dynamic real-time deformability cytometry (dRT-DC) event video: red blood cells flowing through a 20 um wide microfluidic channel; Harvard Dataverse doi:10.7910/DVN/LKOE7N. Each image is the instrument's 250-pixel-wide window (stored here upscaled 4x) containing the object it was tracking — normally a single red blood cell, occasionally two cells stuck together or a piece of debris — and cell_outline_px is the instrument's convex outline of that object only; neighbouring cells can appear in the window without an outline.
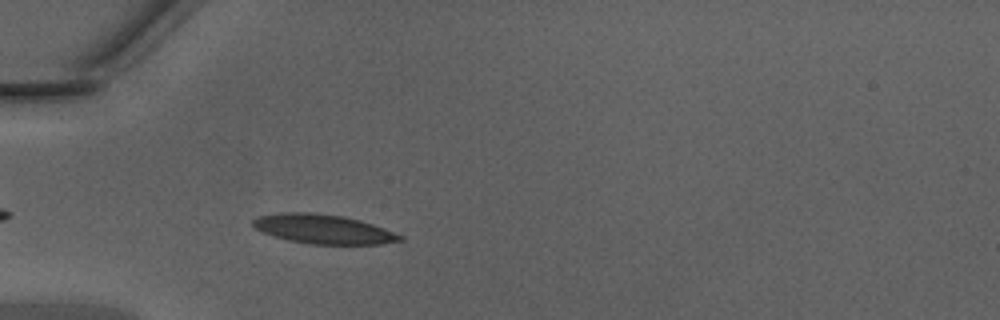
{"species": "Egyptian fruit bat (a non-hibernating species)", "species_latin": "Rousettus aegyptiacus", "temperature_condition": "warm", "stored_images_in_passage": 38, "camera_frame_rate_fps": 3000, "um_per_image_px": 0.085, "animal": {"sex": "male"}, "frame": {"image": 1, "passage_image": 5, "time_ms": 1.333, "image_size_px": [1000, 320], "cell_outline_px": [[404, 240], [380, 244], [312, 244], [288, 240], [272, 236], [256, 228], [252, 224], [252, 220], [256, 216], [280, 212], [312, 212], [344, 216], [360, 220], [384, 228], [404, 236]], "centroid_in_image_um": [27.47, 19.46], "position_along_channel_um": 57.5, "area_um2": 25.2}}
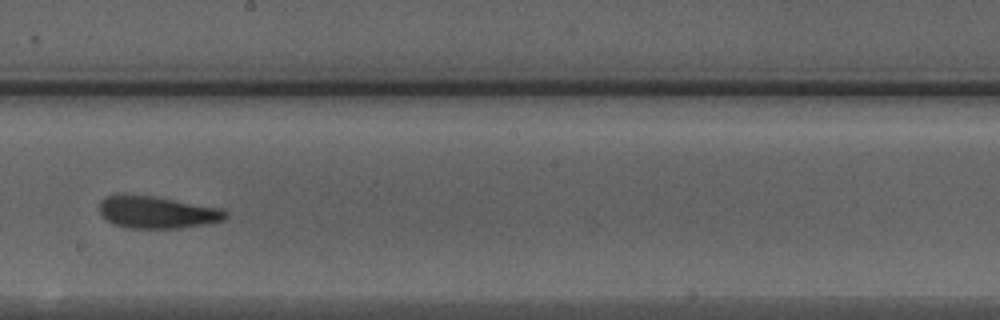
{"frame": {"image": 2, "passage_image": 18, "time_ms": 5.667, "image_size_px": [1000, 320], "cell_outline_px": [[228, 216], [224, 220], [204, 224], [176, 228], [128, 228], [112, 224], [100, 212], [100, 200], [104, 196], [120, 192], [124, 192], [152, 196], [220, 208], [228, 212]], "centroid_in_image_um": [13.28, 18.01], "position_along_channel_um": 234.9, "area_um2": 23.87}}
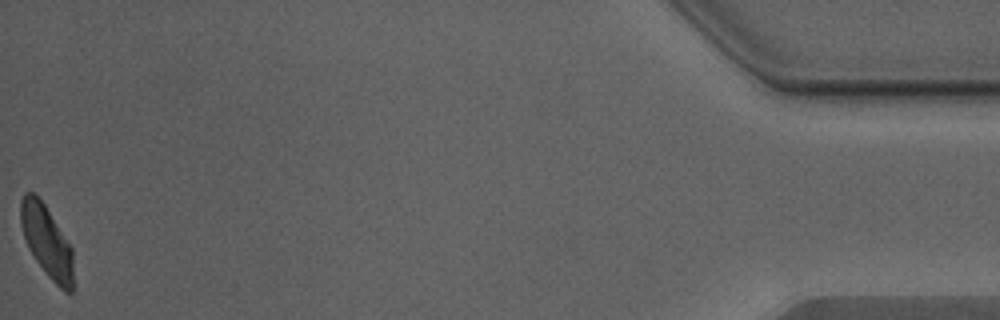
{"frame": {"image": 3, "passage_image": 38, "time_ms": 12.333, "image_size_px": [1000, 320], "cell_outline_px": [[72, 292], [64, 292], [48, 276], [36, 260], [28, 248], [20, 224], [20, 200], [24, 192], [32, 192], [44, 204], [72, 248]], "centroid_in_image_um": [3.95, 20.5], "position_along_channel_um": 431.3, "area_um2": 21.62}, "authors_computed_cell_mechanics": {"area_um2": 23.5824, "velocity_mm_per_s": 4.313, "shape_relaxation_time_tau1_ms": 3.9244, "shape_relaxation_time_tau2_ms": 1.7688, "deformation_change_tau1": 0.1412, "deformation_change_tau2": 0.0836}}